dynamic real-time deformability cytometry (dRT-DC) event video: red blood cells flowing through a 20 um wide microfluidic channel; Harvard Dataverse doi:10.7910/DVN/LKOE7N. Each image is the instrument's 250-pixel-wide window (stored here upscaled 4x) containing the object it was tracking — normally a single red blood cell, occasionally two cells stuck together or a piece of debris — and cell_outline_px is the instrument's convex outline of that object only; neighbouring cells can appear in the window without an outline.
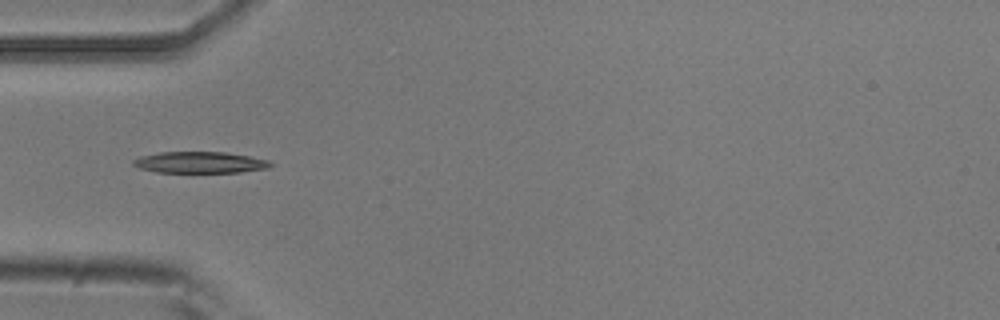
{"species": "common noctule bat (a hibernating species)", "species_latin": "Nyctalus noctula", "temperature_condition": "room temperature", "stored_images_in_passage": 5, "camera_frame_rate_fps": 3000, "um_per_image_px": 0.085, "animal": {"sex": "male", "body_mass_g": 20.5, "forearm_length_mm": 52.5}, "frame": {"image": 1, "passage_image": 1, "time_ms": 0.0, "image_size_px": [1000, 320], "cell_outline_px": [[272, 164], [268, 168], [240, 172], [156, 172], [140, 168], [132, 164], [132, 160], [140, 156], [160, 152], [224, 152], [248, 156], [268, 160]], "centroid_in_image_um": [16.96, 13.8], "position_along_channel_um": 68.0, "area_um2": 16.94}}
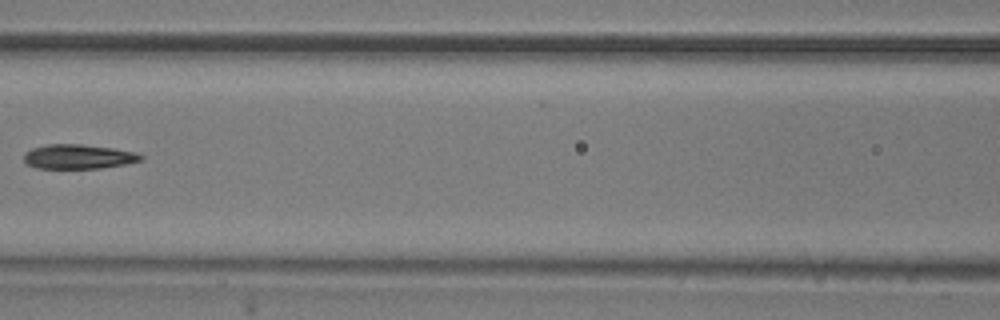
{"frame": {"image": 2, "passage_image": 3, "time_ms": 0.667, "image_size_px": [1000, 320], "cell_outline_px": [[144, 156], [140, 160], [124, 164], [100, 168], [36, 168], [24, 164], [24, 152], [32, 148], [48, 144], [80, 144], [112, 148], [136, 152]], "centroid_in_image_um": [6.6, 13.31], "position_along_channel_um": 160.0, "area_um2": 16.65}}
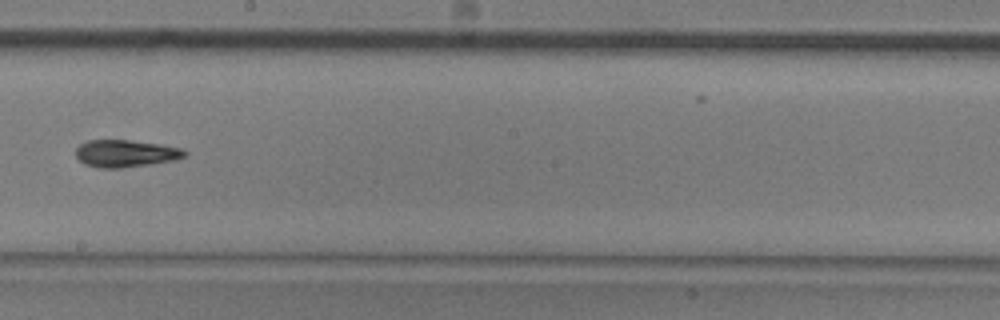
{"frame": {"image": 3, "passage_image": 5, "time_ms": 1.333, "image_size_px": [1000, 320], "cell_outline_px": [[188, 156], [176, 160], [124, 168], [100, 168], [84, 164], [76, 156], [76, 148], [80, 144], [88, 140], [128, 140], [160, 144], [180, 148], [188, 152]], "centroid_in_image_um": [10.7, 13.05], "position_along_channel_um": 237.5, "area_um2": 17.4}}